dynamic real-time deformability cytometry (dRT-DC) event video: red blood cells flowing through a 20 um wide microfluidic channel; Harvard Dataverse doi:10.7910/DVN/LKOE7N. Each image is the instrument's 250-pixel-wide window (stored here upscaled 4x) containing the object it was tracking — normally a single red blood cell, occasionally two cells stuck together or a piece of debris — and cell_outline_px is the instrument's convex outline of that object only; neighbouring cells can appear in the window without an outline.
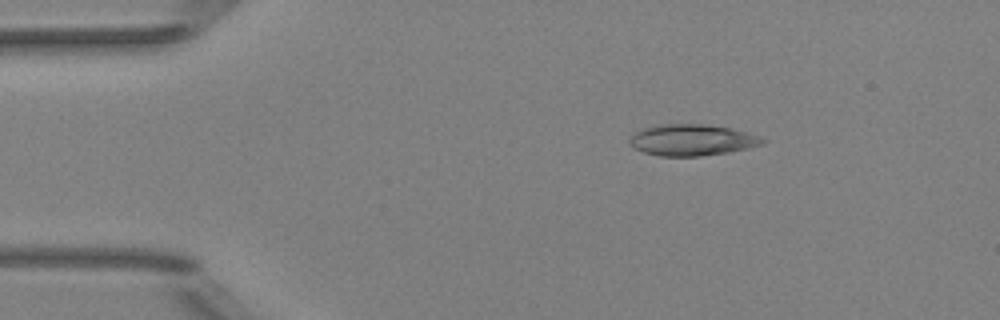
{"species": "Egyptian fruit bat (a non-hibernating species)", "species_latin": "Rousettus aegyptiacus", "temperature_condition": "room temperature", "stored_images_in_passage": 44, "camera_frame_rate_fps": 3000, "um_per_image_px": 0.085, "animal": {"sex": "female"}, "frame": {"image": 1, "passage_image": 1, "time_ms": 0.0, "image_size_px": [1000, 320], "cell_outline_px": [[768, 140], [764, 144], [748, 148], [728, 152], [700, 156], [660, 156], [644, 152], [628, 144], [628, 140], [640, 128], [656, 124], [704, 124], [728, 128], [748, 132], [760, 136]], "centroid_in_image_um": [58.82, 11.89], "position_along_channel_um": 26.2, "area_um2": 24.39}}
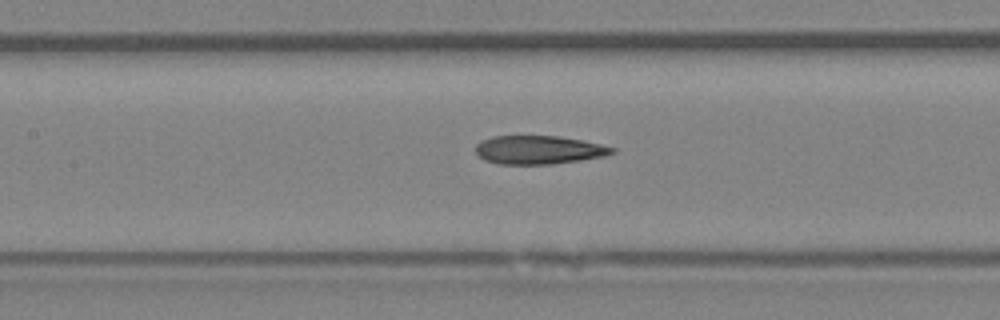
{"frame": {"image": 2, "passage_image": 16, "time_ms": 5.0, "image_size_px": [1000, 320], "cell_outline_px": [[616, 152], [604, 156], [580, 160], [552, 164], [500, 164], [484, 160], [476, 156], [476, 144], [492, 136], [556, 136], [580, 140], [600, 144], [616, 148]], "centroid_in_image_um": [45.77, 12.74], "position_along_channel_um": 161.6, "area_um2": 22.6}}
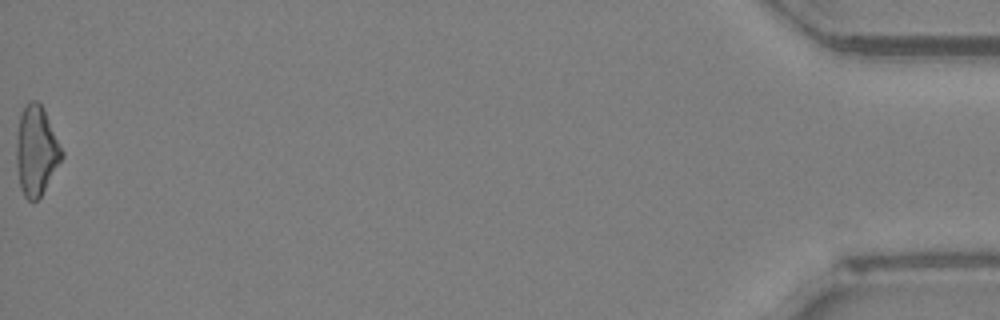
{"frame": {"image": 3, "passage_image": 44, "time_ms": 14.333, "image_size_px": [1000, 320], "cell_outline_px": [[64, 156], [40, 196], [32, 204], [24, 196], [20, 188], [16, 168], [16, 140], [20, 112], [24, 104], [32, 100], [36, 100], [44, 108], [64, 152]], "centroid_in_image_um": [3.07, 12.8], "position_along_channel_um": 432.1, "area_um2": 23.99}, "authors_computed_cell_mechanics": {"area_um2": 23.2934, "velocity_mm_per_s": 4.026, "shape_relaxation_time_tau1_ms": null, "shape_relaxation_time_tau2_ms": 3.5225, "deformation_change_tau1": null, "deformation_change_tau2": 0.1307}}